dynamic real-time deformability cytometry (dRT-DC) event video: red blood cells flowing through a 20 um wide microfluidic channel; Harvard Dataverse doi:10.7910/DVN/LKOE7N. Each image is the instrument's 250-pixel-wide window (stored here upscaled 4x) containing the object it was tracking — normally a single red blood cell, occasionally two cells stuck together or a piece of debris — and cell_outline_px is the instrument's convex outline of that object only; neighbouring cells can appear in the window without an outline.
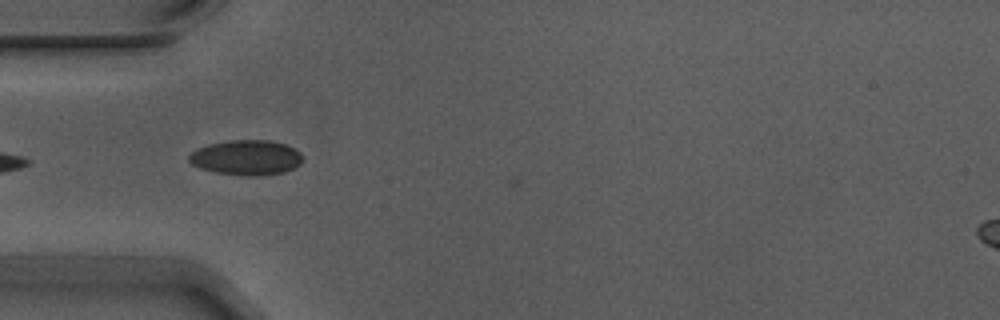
{"species": "Egyptian fruit bat (a non-hibernating species)", "species_latin": "Rousettus aegyptiacus", "temperature_condition": "warm", "stored_images_in_passage": 7, "camera_frame_rate_fps": 3000, "um_per_image_px": 0.085, "animal": {"sex": "male"}, "frame": {"image": 1, "passage_image": 3, "time_ms": 0.667, "image_size_px": [1000, 320], "cell_outline_px": [[304, 160], [300, 164], [284, 172], [260, 176], [248, 176], [216, 172], [200, 168], [192, 164], [188, 160], [188, 156], [192, 152], [208, 144], [228, 140], [272, 140], [284, 144], [300, 152], [304, 156]], "centroid_in_image_um": [20.96, 13.39], "position_along_channel_um": 64.0, "area_um2": 23.24}}
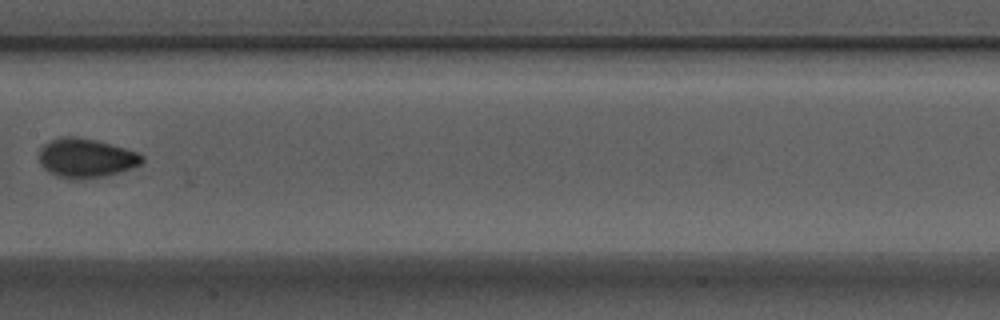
{"frame": {"image": 2, "passage_image": 6, "time_ms": 1.667, "image_size_px": [1000, 320], "cell_outline_px": [[144, 160], [140, 164], [132, 168], [108, 176], [80, 180], [72, 180], [56, 176], [48, 172], [40, 164], [40, 148], [44, 144], [52, 140], [64, 136], [72, 136], [96, 140], [124, 148], [136, 152], [144, 156]], "centroid_in_image_um": [7.3, 13.46], "position_along_channel_um": 200.1, "area_um2": 23.64}}
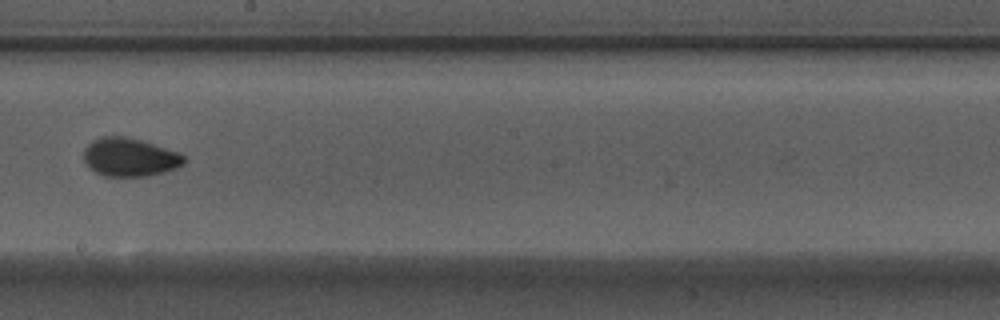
{"frame": {"image": 3, "passage_image": 7, "time_ms": 2.0, "image_size_px": [1000, 320], "cell_outline_px": [[188, 160], [184, 164], [176, 168], [164, 172], [148, 176], [104, 176], [88, 168], [84, 160], [84, 148], [92, 140], [104, 136], [124, 136], [140, 140], [180, 152]], "centroid_in_image_um": [11.04, 13.37], "position_along_channel_um": 237.2, "area_um2": 22.6}}